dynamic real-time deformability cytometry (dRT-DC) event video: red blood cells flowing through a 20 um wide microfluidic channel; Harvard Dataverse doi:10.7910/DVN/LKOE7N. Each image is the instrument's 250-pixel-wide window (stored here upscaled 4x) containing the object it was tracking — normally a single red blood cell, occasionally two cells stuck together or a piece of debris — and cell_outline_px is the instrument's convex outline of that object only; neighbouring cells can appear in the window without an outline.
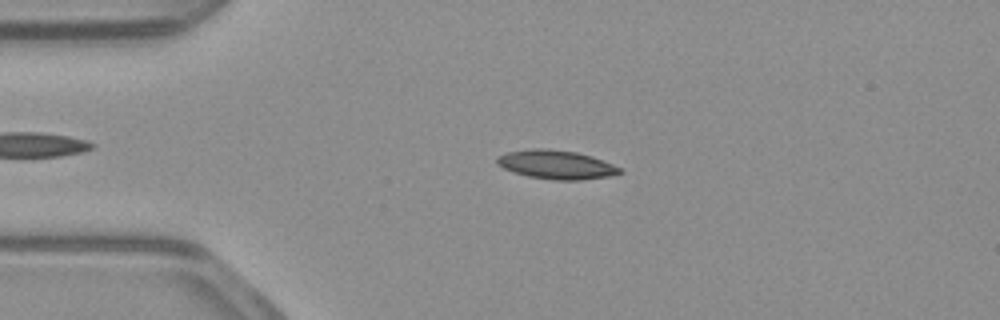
{"species": "common noctule bat (a hibernating species)", "species_latin": "Nyctalus noctula", "temperature_condition": "warm", "stored_images_in_passage": 52, "camera_frame_rate_fps": 3000, "um_per_image_px": 0.085, "animal": {"sex": "male", "body_mass_g": 23.1, "forearm_length_mm": 52.7}, "frame": {"image": 1, "passage_image": 11, "time_ms": 3.333, "image_size_px": [1000, 320], "cell_outline_px": [[624, 172], [608, 176], [580, 180], [552, 180], [528, 176], [504, 168], [496, 164], [496, 156], [508, 152], [532, 148], [544, 148], [576, 152], [592, 156], [612, 164], [620, 168]], "centroid_in_image_um": [47.27, 13.99], "position_along_channel_um": 37.7, "area_um2": 20.52}}
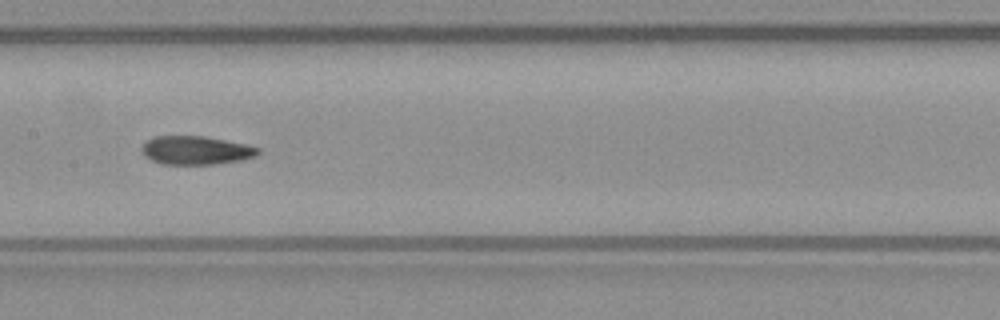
{"frame": {"image": 2, "passage_image": 25, "time_ms": 8.0, "image_size_px": [1000, 320], "cell_outline_px": [[260, 152], [256, 156], [240, 160], [216, 164], [160, 164], [144, 156], [140, 148], [152, 136], [204, 136], [244, 144], [260, 148]], "centroid_in_image_um": [16.62, 12.78], "position_along_channel_um": 190.8, "area_um2": 19.31}}
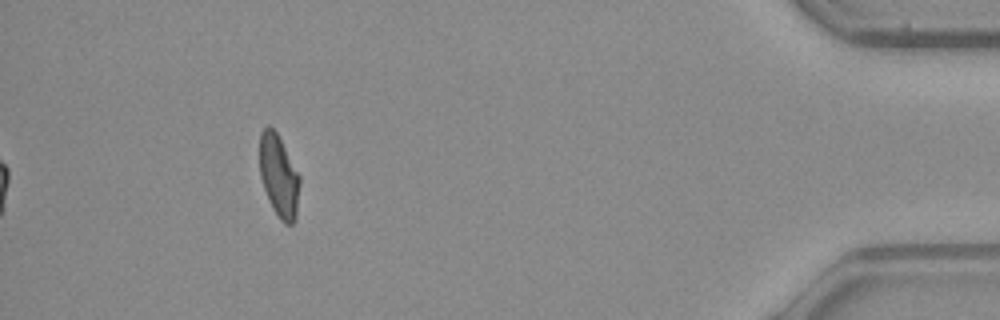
{"frame": {"image": 3, "passage_image": 47, "time_ms": 15.333, "image_size_px": [1000, 320], "cell_outline_px": [[300, 184], [296, 216], [292, 224], [284, 224], [280, 220], [272, 208], [268, 200], [260, 176], [260, 132], [268, 124], [276, 132], [300, 176]], "centroid_in_image_um": [23.7, 14.98], "position_along_channel_um": 411.5, "area_um2": 19.13}, "authors_computed_cell_mechanics": {"area_um2": 19.7098, "velocity_mm_per_s": 3.9251, "shape_relaxation_time_tau1_ms": null, "shape_relaxation_time_tau2_ms": 5.9163, "deformation_change_tau1": null, "deformation_change_tau2": 0.1381}}